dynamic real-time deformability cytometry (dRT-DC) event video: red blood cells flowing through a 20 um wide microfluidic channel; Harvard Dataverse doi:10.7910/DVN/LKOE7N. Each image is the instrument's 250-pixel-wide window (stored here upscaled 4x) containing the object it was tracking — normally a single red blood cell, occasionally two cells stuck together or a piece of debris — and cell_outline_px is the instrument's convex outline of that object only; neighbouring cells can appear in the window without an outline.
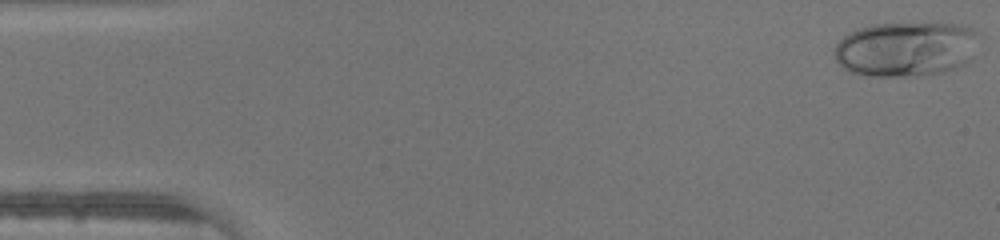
{"species": "human", "species_latin": "Homo sapiens", "temperature_condition": "warm", "stored_images_in_passage": 39, "camera_frame_rate_fps": 3000, "um_per_image_px": 0.085, "donor": {"sex": "male"}, "frame": {"image": 1, "passage_image": 1, "time_ms": 0.0, "image_size_px": [1000, 240], "cell_outline_px": [[976, 32], [972, 60], [956, 68], [944, 72], [924, 76], [868, 76], [848, 72], [836, 60], [836, 44], [844, 36], [860, 28], [872, 24], [964, 24], [972, 28]], "centroid_in_image_um": [77.01, 4.19], "position_along_channel_um": 8.0, "area_um2": 46.07}}
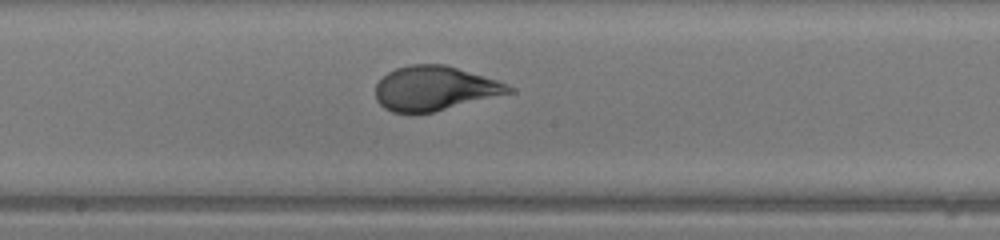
{"frame": {"image": 2, "passage_image": 24, "time_ms": 7.667, "image_size_px": [1000, 240], "cell_outline_px": [[516, 92], [432, 112], [392, 112], [384, 108], [376, 100], [376, 84], [388, 72], [396, 68], [412, 64], [444, 64], [496, 80], [508, 84], [516, 88]], "centroid_in_image_um": [36.97, 7.51], "position_along_channel_um": 211.2, "area_um2": 34.28}}
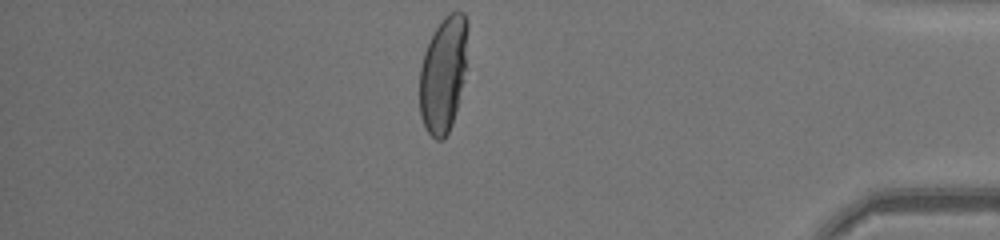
{"frame": {"image": 3, "passage_image": 39, "time_ms": 12.667, "image_size_px": [1000, 240], "cell_outline_px": [[468, 68], [452, 124], [444, 140], [436, 140], [428, 132], [420, 116], [420, 68], [424, 52], [432, 32], [440, 20], [448, 12], [464, 12], [468, 20]], "centroid_in_image_um": [37.72, 6.24], "position_along_channel_um": 397.5, "area_um2": 33.41}}